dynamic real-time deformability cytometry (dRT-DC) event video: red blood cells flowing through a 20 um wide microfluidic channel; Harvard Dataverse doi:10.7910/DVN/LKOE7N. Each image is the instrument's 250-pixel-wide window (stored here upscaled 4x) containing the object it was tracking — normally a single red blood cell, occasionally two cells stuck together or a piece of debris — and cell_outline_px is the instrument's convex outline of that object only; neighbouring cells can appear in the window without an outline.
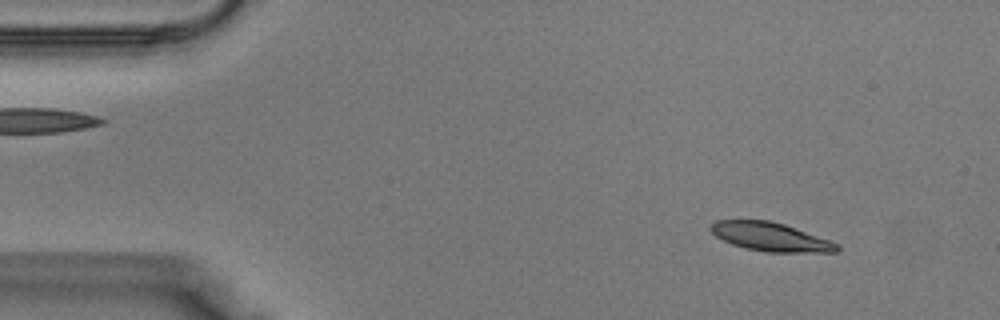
{"species": "Egyptian fruit bat (a non-hibernating species)", "species_latin": "Rousettus aegyptiacus", "temperature_condition": "warm", "stored_images_in_passage": 39, "camera_frame_rate_fps": 3000, "um_per_image_px": 0.085, "animal": {"sex": "male"}, "frame": {"image": 1, "passage_image": 5, "time_ms": 1.333, "image_size_px": [1000, 320], "cell_outline_px": [[840, 248], [836, 252], [768, 252], [744, 248], [732, 244], [716, 236], [708, 228], [716, 220], [768, 220], [784, 224], [840, 244]], "centroid_in_image_um": [65.49, 20.13], "position_along_channel_um": 19.5, "area_um2": 20.92}}
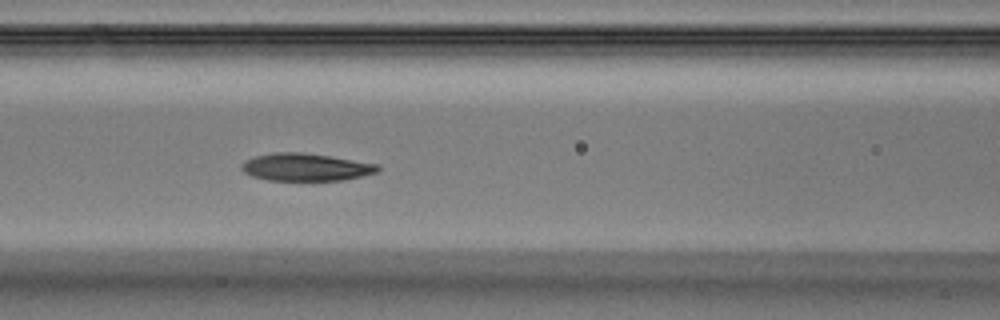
{"frame": {"image": 2, "passage_image": 17, "time_ms": 5.333, "image_size_px": [1000, 320], "cell_outline_px": [[380, 168], [376, 172], [344, 180], [268, 180], [252, 176], [244, 172], [240, 168], [240, 164], [244, 160], [256, 156], [272, 152], [300, 152], [328, 156], [380, 164]], "centroid_in_image_um": [25.95, 14.2], "position_along_channel_um": 140.7, "area_um2": 21.79}}
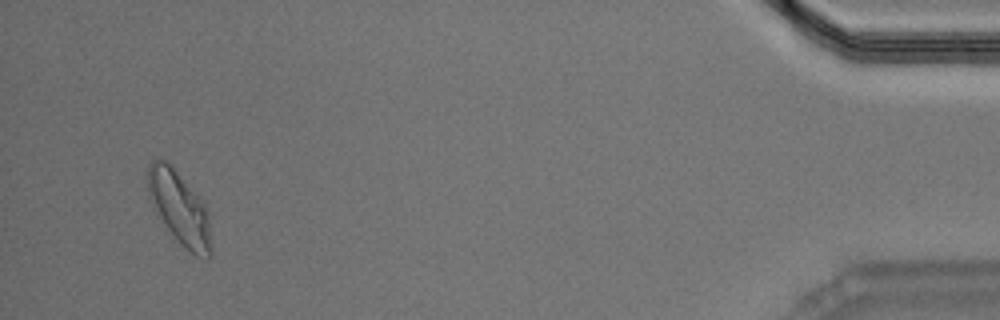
{"frame": {"image": 3, "passage_image": 38, "time_ms": 12.333, "image_size_px": [1000, 320], "cell_outline_px": [[212, 256], [208, 260], [196, 256], [172, 240], [156, 216], [152, 208], [148, 196], [144, 176], [148, 164], [152, 160], [168, 160], [172, 164], [208, 208], [212, 248]], "centroid_in_image_um": [15.2, 17.72], "position_along_channel_um": 420.0, "area_um2": 28.78}}